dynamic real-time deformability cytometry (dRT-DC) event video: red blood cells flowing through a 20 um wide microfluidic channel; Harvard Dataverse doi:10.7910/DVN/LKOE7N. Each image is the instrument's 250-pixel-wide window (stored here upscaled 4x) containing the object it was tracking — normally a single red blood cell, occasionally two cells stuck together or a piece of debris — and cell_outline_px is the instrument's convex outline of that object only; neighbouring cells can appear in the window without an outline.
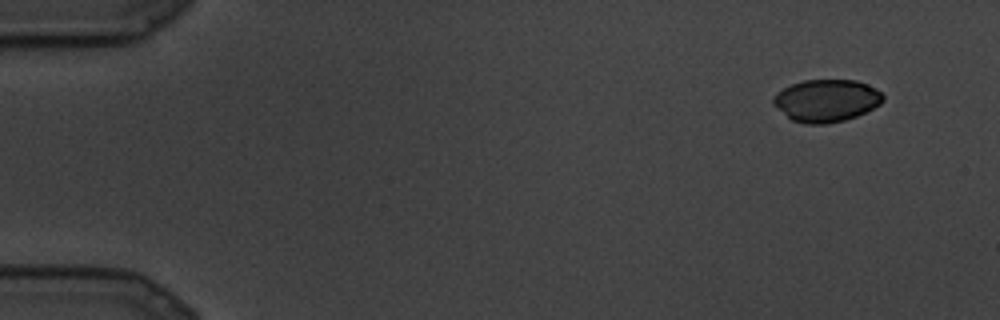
{"species": "common noctule bat (a hibernating species)", "species_latin": "Nyctalus noctula", "temperature_condition": "cold", "stored_images_in_passage": 9, "camera_frame_rate_fps": 3000, "um_per_image_px": 0.085, "animal": {"sex": "male", "body_mass_g": 19.5, "forearm_length_mm": 54.6}, "frame": {"image": 1, "passage_image": 1, "time_ms": 0.0, "image_size_px": [1000, 320], "cell_outline_px": [[884, 100], [880, 104], [856, 116], [844, 120], [828, 124], [804, 124], [792, 120], [772, 104], [772, 96], [776, 92], [792, 84], [804, 80], [856, 80], [868, 84], [880, 92], [884, 96]], "centroid_in_image_um": [70.22, 8.55], "position_along_channel_um": 14.8, "area_um2": 27.11}}
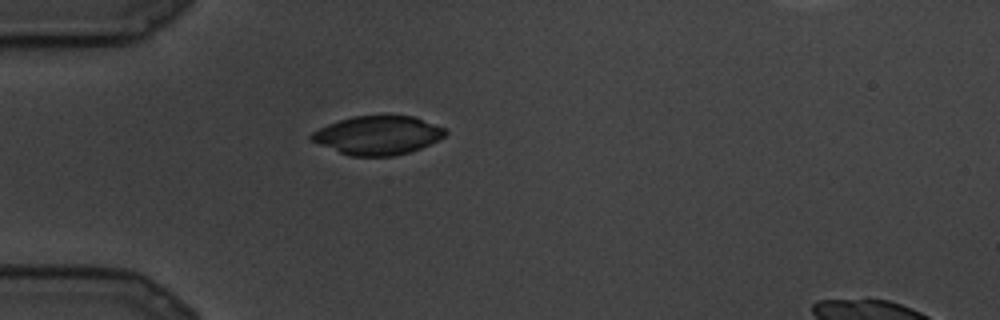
{"frame": {"image": 2, "passage_image": 7, "time_ms": 2.0, "image_size_px": [1000, 320], "cell_outline_px": [[448, 132], [444, 136], [420, 148], [408, 152], [392, 156], [352, 156], [340, 152], [320, 144], [312, 140], [308, 136], [312, 132], [328, 124], [352, 116], [416, 116], [444, 128]], "centroid_in_image_um": [32.12, 11.49], "position_along_channel_um": 52.9, "area_um2": 29.77}}